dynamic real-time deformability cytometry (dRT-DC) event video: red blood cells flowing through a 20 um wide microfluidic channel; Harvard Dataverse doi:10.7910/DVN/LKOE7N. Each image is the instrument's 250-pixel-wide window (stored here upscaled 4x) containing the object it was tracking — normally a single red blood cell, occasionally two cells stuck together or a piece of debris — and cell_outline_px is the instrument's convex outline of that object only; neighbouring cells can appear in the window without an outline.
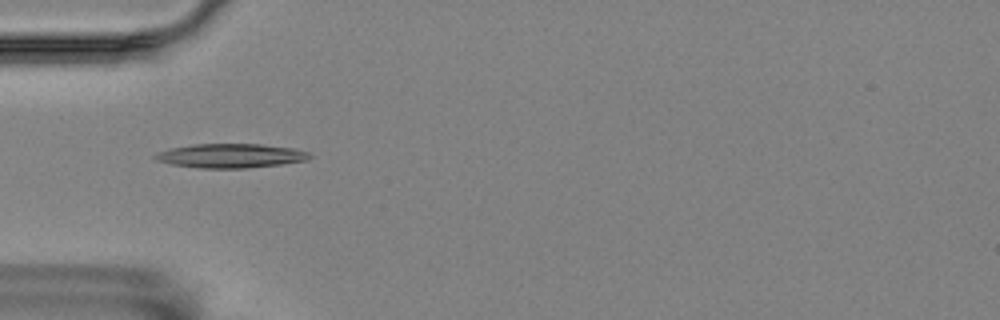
{"species": "Egyptian fruit bat (a non-hibernating species)", "species_latin": "Rousettus aegyptiacus", "temperature_condition": "room temperature", "stored_images_in_passage": 39, "camera_frame_rate_fps": 3000, "um_per_image_px": 0.085, "animal": {"sex": "female"}, "frame": {"image": 1, "passage_image": 3, "time_ms": 0.667, "image_size_px": [1000, 320], "cell_outline_px": [[312, 156], [308, 160], [280, 164], [244, 168], [200, 168], [172, 164], [156, 160], [152, 156], [156, 152], [172, 148], [192, 144], [260, 144], [296, 148], [308, 152]], "centroid_in_image_um": [19.61, 13.23], "position_along_channel_um": 65.4, "area_um2": 21.73}}
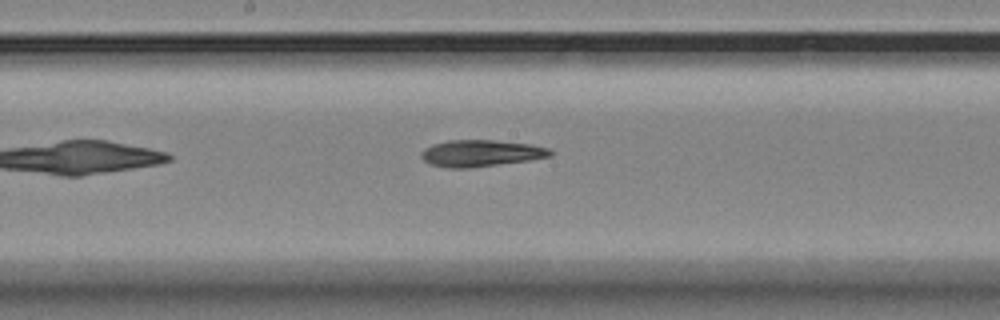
{"frame": {"image": 2, "passage_image": 15, "time_ms": 4.667, "image_size_px": [1000, 320], "cell_outline_px": [[556, 152], [552, 156], [528, 160], [468, 168], [448, 168], [432, 164], [424, 160], [420, 156], [420, 152], [424, 148], [432, 144], [448, 140], [496, 140], [532, 144], [548, 148]], "centroid_in_image_um": [40.89, 13.01], "position_along_channel_um": 207.3, "area_um2": 20.11}}
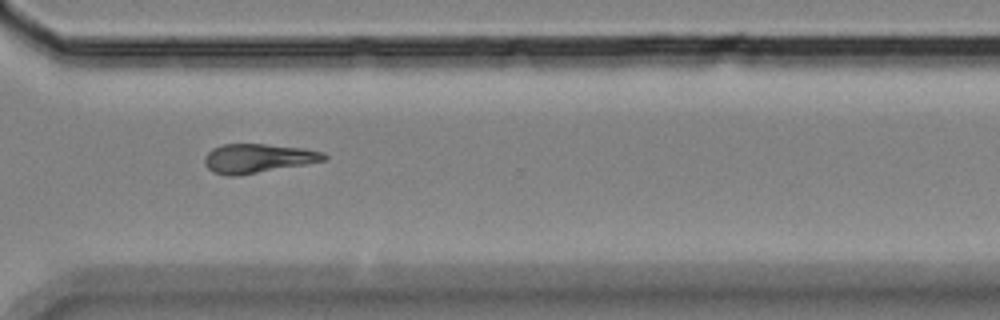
{"frame": {"image": 3, "passage_image": 27, "time_ms": 8.667, "image_size_px": [1000, 320], "cell_outline_px": [[328, 160], [236, 176], [228, 176], [212, 172], [204, 164], [204, 156], [212, 148], [224, 144], [264, 144], [304, 148], [324, 152], [328, 156]], "centroid_in_image_um": [21.91, 13.45], "position_along_channel_um": 348.7, "area_um2": 20.29}, "authors_computed_cell_mechanics": {"area_um2": 19.5364, "velocity_mm_per_s": 3.5411, "shape_relaxation_time_tau1_ms": 10.8402, "shape_relaxation_time_tau2_ms": null, "deformation_change_tau1": 0.2202, "deformation_change_tau2": null}}